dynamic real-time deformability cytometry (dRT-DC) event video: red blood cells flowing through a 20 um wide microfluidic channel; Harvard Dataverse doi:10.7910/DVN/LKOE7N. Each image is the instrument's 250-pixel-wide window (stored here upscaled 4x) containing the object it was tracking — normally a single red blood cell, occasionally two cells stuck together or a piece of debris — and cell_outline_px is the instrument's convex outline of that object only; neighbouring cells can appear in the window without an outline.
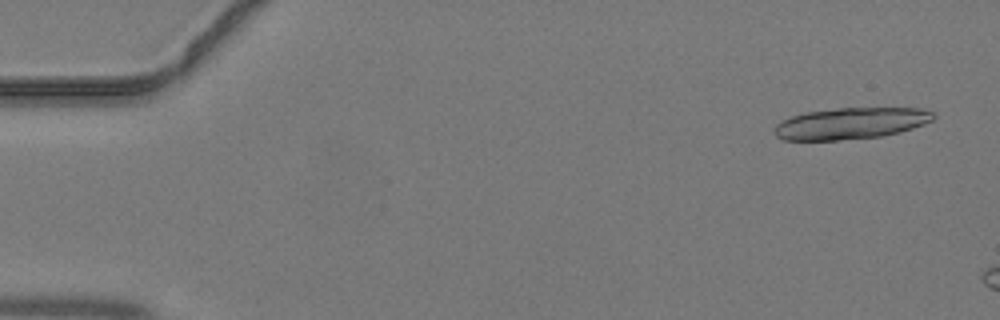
{"species": "common noctule bat (a hibernating species)", "species_latin": "Nyctalus noctula", "temperature_condition": "warm", "stored_images_in_passage": 6, "camera_frame_rate_fps": 3000, "um_per_image_px": 0.085, "animal": {"sex": "male", "body_mass_g": 19.2, "forearm_length_mm": 51.8}, "frame": {"image": 1, "passage_image": 2, "time_ms": 0.333, "image_size_px": [1000, 320], "cell_outline_px": [[936, 116], [932, 120], [924, 124], [900, 132], [884, 136], [836, 140], [784, 140], [776, 136], [772, 132], [772, 128], [780, 120], [804, 112], [840, 108], [920, 108], [936, 112]], "centroid_in_image_um": [72.29, 10.48], "position_along_channel_um": 12.7, "area_um2": 29.42}}